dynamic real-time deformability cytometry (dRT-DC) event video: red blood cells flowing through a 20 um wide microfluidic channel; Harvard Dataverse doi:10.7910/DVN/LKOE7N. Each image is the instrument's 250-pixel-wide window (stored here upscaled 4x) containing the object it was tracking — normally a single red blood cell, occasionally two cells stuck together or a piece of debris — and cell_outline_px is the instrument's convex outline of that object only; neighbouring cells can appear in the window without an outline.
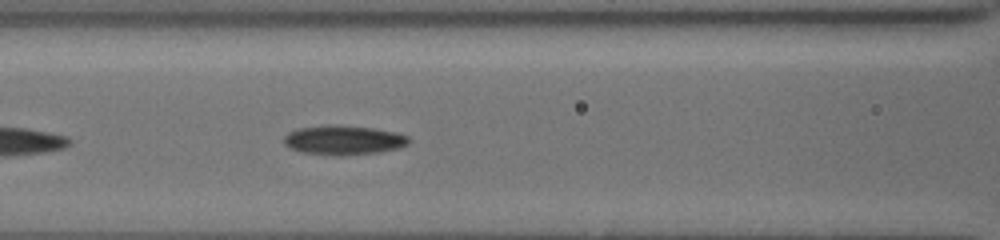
{"species": "common noctule bat (a hibernating species)", "species_latin": "Nyctalus noctula", "temperature_condition": "cold", "stored_images_in_passage": 25, "camera_frame_rate_fps": 3000, "um_per_image_px": 0.085, "animal": {"sex": "female", "body_mass_g": 19.5, "forearm_length_mm": 54.1}, "frame": {"image": 1, "passage_image": 8, "time_ms": 2.333, "image_size_px": [1000, 240], "cell_outline_px": [[408, 144], [400, 148], [380, 152], [340, 156], [332, 156], [300, 152], [288, 148], [284, 144], [284, 136], [288, 132], [300, 128], [328, 124], [332, 124], [376, 128], [396, 132], [408, 136]], "centroid_in_image_um": [29.18, 11.91], "position_along_channel_um": 137.4, "area_um2": 21.79}}
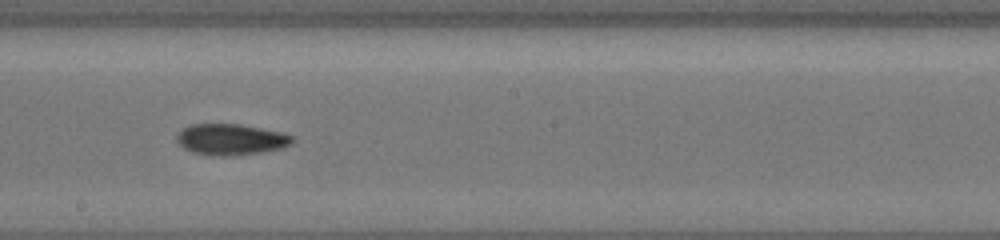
{"frame": {"image": 2, "passage_image": 15, "time_ms": 4.667, "image_size_px": [1000, 240], "cell_outline_px": [[296, 140], [292, 144], [284, 148], [260, 152], [232, 156], [208, 156], [192, 152], [184, 148], [176, 140], [176, 136], [184, 128], [192, 124], [240, 124], [284, 132], [292, 136]], "centroid_in_image_um": [19.67, 11.86], "position_along_channel_um": 228.5, "area_um2": 21.21}}
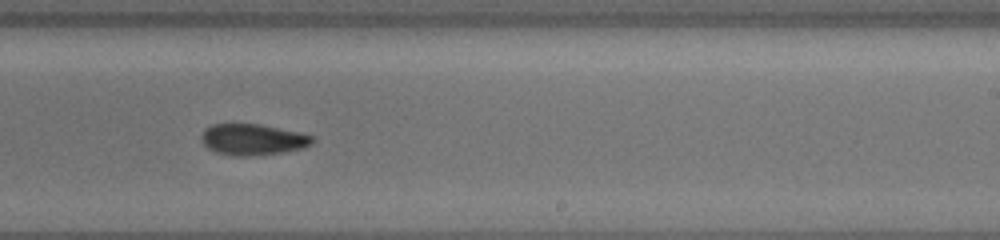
{"frame": {"image": 3, "passage_image": 18, "time_ms": 5.667, "image_size_px": [1000, 240], "cell_outline_px": [[316, 140], [312, 144], [304, 148], [284, 152], [248, 156], [232, 156], [216, 152], [208, 148], [200, 140], [200, 136], [204, 128], [212, 124], [260, 124], [300, 132], [312, 136]], "centroid_in_image_um": [21.48, 11.86], "position_along_channel_um": 267.5, "area_um2": 20.4}}